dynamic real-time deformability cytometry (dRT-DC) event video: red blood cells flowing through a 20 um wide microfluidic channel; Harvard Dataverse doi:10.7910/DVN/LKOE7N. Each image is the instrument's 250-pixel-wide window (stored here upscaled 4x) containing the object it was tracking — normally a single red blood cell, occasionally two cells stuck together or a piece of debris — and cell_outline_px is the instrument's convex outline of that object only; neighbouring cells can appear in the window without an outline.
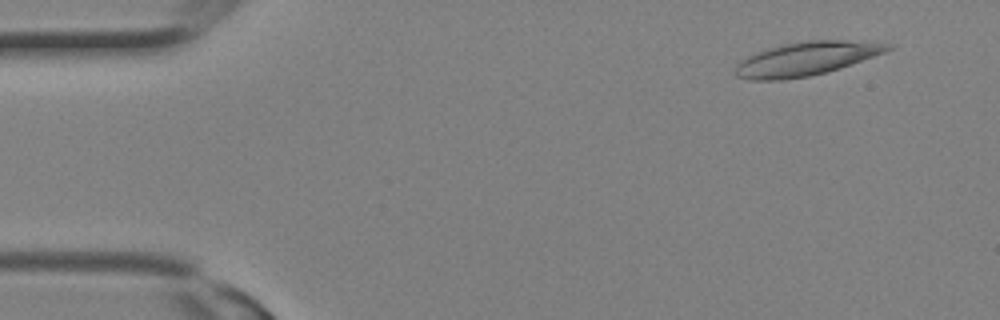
{"species": "Egyptian fruit bat (a non-hibernating species)", "species_latin": "Rousettus aegyptiacus", "temperature_condition": "room temperature", "stored_images_in_passage": 11, "camera_frame_rate_fps": 3000, "um_per_image_px": 0.085, "animal": {"sex": "female"}, "frame": {"image": 1, "passage_image": 3, "time_ms": 0.667, "image_size_px": [1000, 320], "cell_outline_px": [[896, 44], [892, 48], [884, 52], [840, 68], [828, 72], [808, 76], [780, 80], [748, 80], [736, 76], [732, 72], [736, 64], [740, 60], [756, 52], [768, 48], [784, 44], [808, 40], [844, 40]], "centroid_in_image_um": [68.47, 5.0], "position_along_channel_um": 16.5, "area_um2": 29.88}}
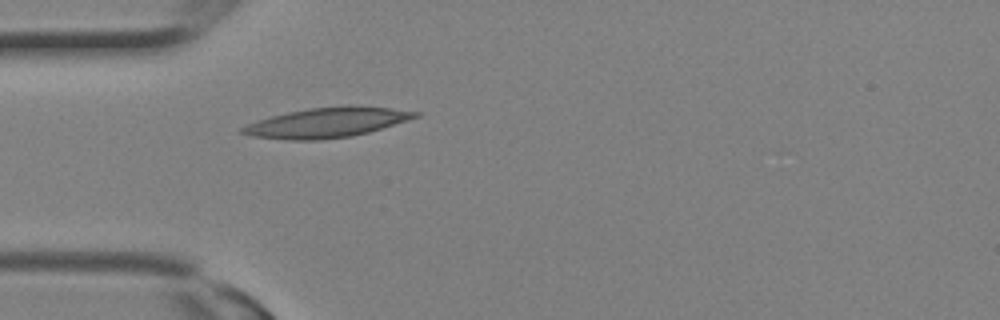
{"frame": {"image": 2, "passage_image": 9, "time_ms": 2.667, "image_size_px": [1000, 320], "cell_outline_px": [[424, 112], [420, 116], [408, 120], [368, 132], [352, 136], [320, 140], [292, 140], [252, 136], [240, 132], [240, 128], [248, 124], [272, 116], [288, 112], [308, 108], [348, 104], [352, 104]], "centroid_in_image_um": [27.85, 10.4], "position_along_channel_um": 57.2, "area_um2": 30.17}}
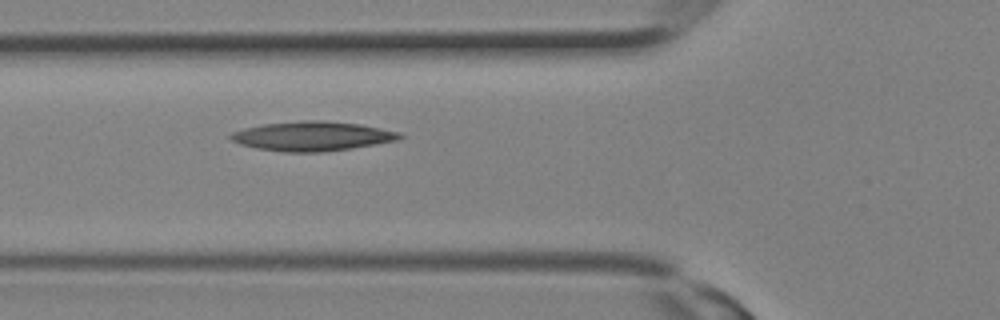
{"frame": {"image": 3, "passage_image": 11, "time_ms": 3.333, "image_size_px": [1000, 320], "cell_outline_px": [[404, 136], [396, 140], [376, 144], [352, 148], [320, 152], [284, 152], [256, 148], [240, 144], [232, 140], [228, 136], [232, 132], [244, 128], [264, 124], [304, 120], [324, 120], [360, 124], [400, 132]], "centroid_in_image_um": [26.53, 11.57], "position_along_channel_um": 99.3, "area_um2": 28.9}}